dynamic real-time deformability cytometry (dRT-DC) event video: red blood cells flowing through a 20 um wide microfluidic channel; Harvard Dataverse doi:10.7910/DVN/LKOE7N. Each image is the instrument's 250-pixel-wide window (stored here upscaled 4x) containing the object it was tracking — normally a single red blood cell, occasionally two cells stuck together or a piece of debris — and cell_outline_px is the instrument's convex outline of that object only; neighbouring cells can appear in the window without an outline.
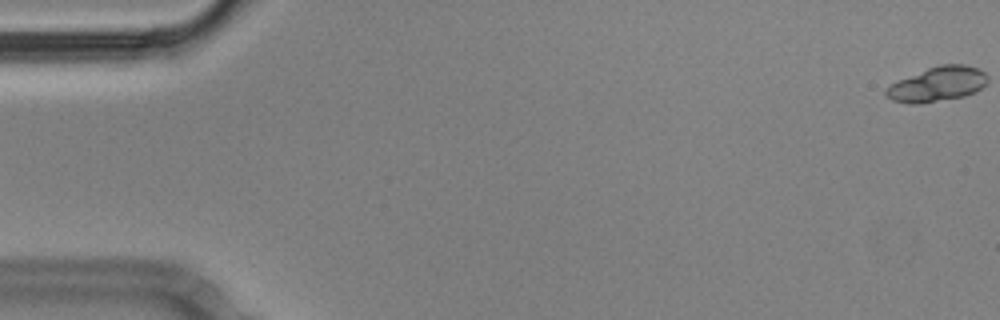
{"species": "Egyptian fruit bat (a non-hibernating species)", "species_latin": "Rousettus aegyptiacus", "temperature_condition": "cold", "stored_images_in_passage": 36, "camera_frame_rate_fps": 3000, "um_per_image_px": 0.085, "animal": {"sex": "male"}, "frame": {"image": 1, "passage_image": 1, "time_ms": 0.0, "image_size_px": [1000, 320], "cell_outline_px": [[976, 88], [968, 92], [956, 96], [928, 100], [904, 100], [908, 80], [936, 68], [968, 68]], "centroid_in_image_um": [79.88, 7.16], "position_along_channel_um": 5.1, "area_um2": 12.72}}
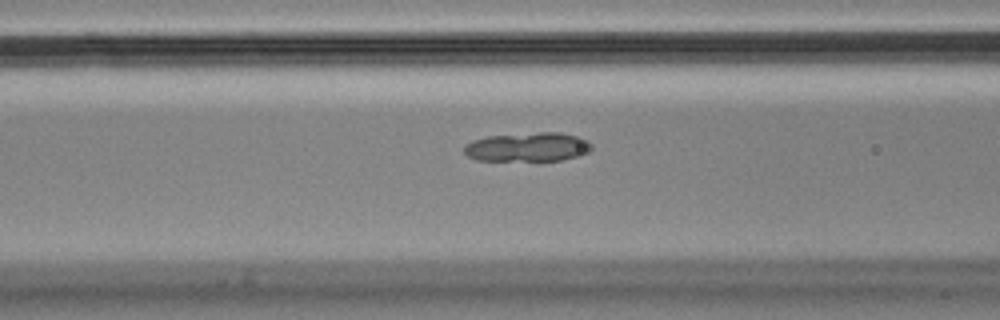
{"frame": {"image": 2, "passage_image": 23, "time_ms": 7.333, "image_size_px": [1000, 320], "cell_outline_px": [[580, 144], [576, 152], [568, 156], [552, 160], [492, 160], [484, 140], [532, 136], [568, 136], [576, 140]], "centroid_in_image_um": [45.21, 12.58], "position_along_channel_um": 121.4, "area_um2": 14.16}}
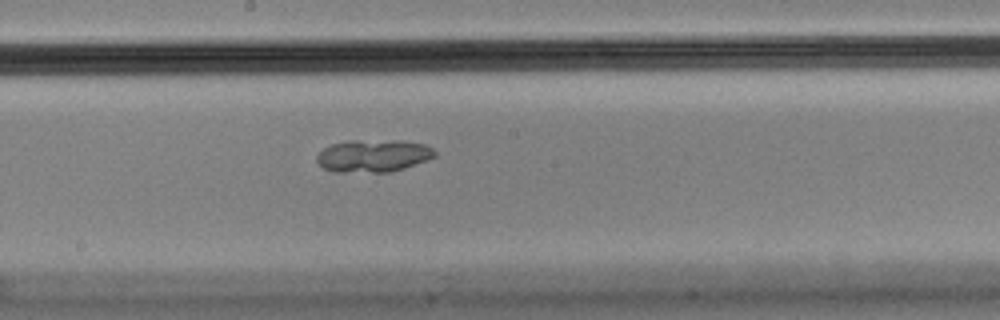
{"frame": {"image": 3, "passage_image": 31, "time_ms": 10.0, "image_size_px": [1000, 320], "cell_outline_px": [[428, 156], [408, 164], [396, 168], [328, 168], [324, 164], [384, 144], [408, 144]], "centroid_in_image_um": [32.31, 13.4], "position_along_channel_um": 215.9, "area_um2": 11.44}}